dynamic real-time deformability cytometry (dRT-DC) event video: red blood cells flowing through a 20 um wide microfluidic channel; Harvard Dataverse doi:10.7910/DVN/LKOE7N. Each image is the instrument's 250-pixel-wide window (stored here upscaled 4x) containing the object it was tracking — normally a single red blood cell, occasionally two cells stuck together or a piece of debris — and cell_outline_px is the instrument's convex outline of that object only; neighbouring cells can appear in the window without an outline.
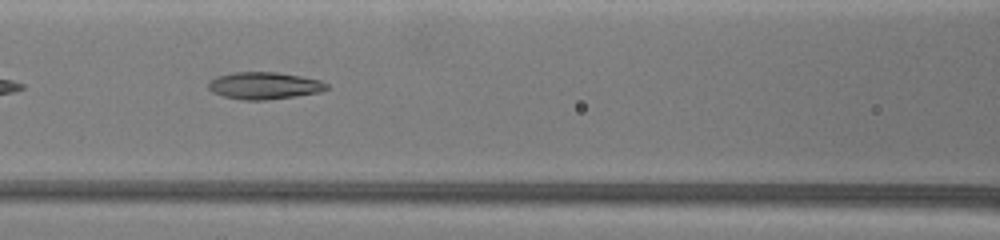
{"species": "common noctule bat (a hibernating species)", "species_latin": "Nyctalus noctula", "temperature_condition": "warm", "stored_images_in_passage": 9, "camera_frame_rate_fps": 3000, "um_per_image_px": 0.085, "animal": {"sex": "female", "body_mass_g": 19.5, "forearm_length_mm": 54.1}, "frame": {"image": 1, "passage_image": 6, "time_ms": 5.0, "image_size_px": [1000, 240], "cell_outline_px": [[328, 88], [320, 92], [296, 96], [264, 100], [240, 100], [224, 96], [212, 92], [208, 88], [208, 84], [216, 76], [232, 72], [276, 72], [300, 76], [320, 80], [328, 84]], "centroid_in_image_um": [22.45, 7.28], "position_along_channel_um": 144.2, "area_um2": 18.67}}
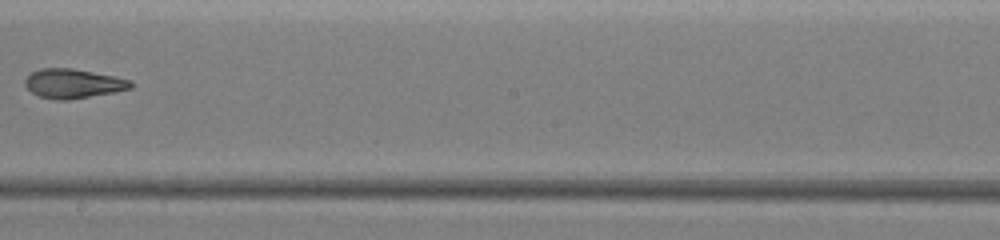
{"frame": {"image": 2, "passage_image": 8, "time_ms": 7.333, "image_size_px": [1000, 240], "cell_outline_px": [[132, 88], [112, 92], [68, 100], [56, 100], [40, 96], [32, 92], [24, 84], [24, 80], [32, 72], [40, 68], [72, 68], [116, 76], [132, 80]], "centroid_in_image_um": [6.22, 7.09], "position_along_channel_um": 242.0, "area_um2": 17.98}}
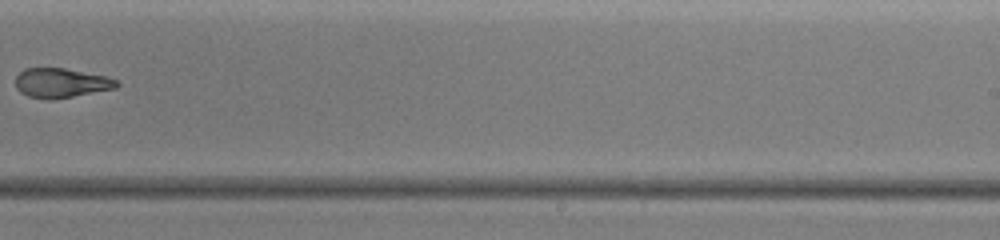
{"frame": {"image": 3, "passage_image": 9, "time_ms": 8.333, "image_size_px": [1000, 240], "cell_outline_px": [[120, 84], [116, 88], [52, 100], [48, 100], [28, 96], [20, 92], [16, 88], [16, 76], [24, 68], [64, 68], [108, 76], [116, 80]], "centroid_in_image_um": [5.19, 7.05], "position_along_channel_um": 283.8, "area_um2": 17.46}}